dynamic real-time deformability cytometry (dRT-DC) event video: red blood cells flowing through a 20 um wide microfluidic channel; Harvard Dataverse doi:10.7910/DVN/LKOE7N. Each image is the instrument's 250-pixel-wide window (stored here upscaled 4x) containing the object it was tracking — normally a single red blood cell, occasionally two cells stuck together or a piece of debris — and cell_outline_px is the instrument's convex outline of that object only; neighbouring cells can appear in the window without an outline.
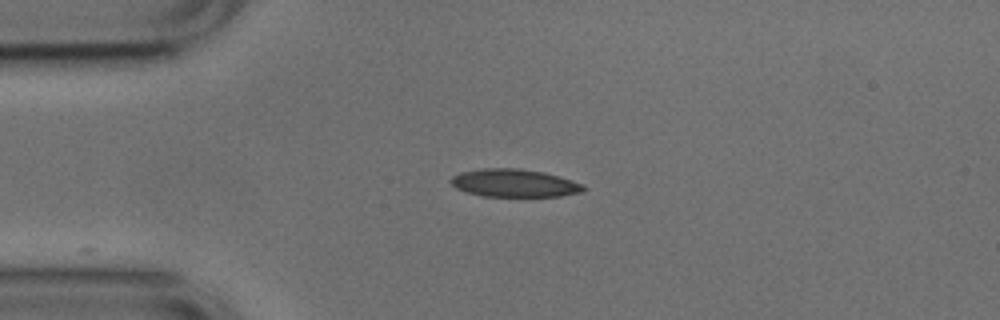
{"species": "common noctule bat (a hibernating species)", "species_latin": "Nyctalus noctula", "temperature_condition": "cold", "stored_images_in_passage": 18, "camera_frame_rate_fps": 3000, "um_per_image_px": 0.085, "animal": {"sex": "male", "body_mass_g": 17.9, "forearm_length_mm": 54.2}, "frame": {"image": 1, "passage_image": 1, "time_ms": 0.0, "image_size_px": [1000, 320], "cell_outline_px": [[588, 188], [584, 192], [560, 196], [484, 196], [464, 192], [456, 188], [448, 180], [452, 176], [460, 172], [484, 168], [520, 168], [544, 172], [584, 184]], "centroid_in_image_um": [43.72, 15.56], "position_along_channel_um": 41.3, "area_um2": 21.73}}
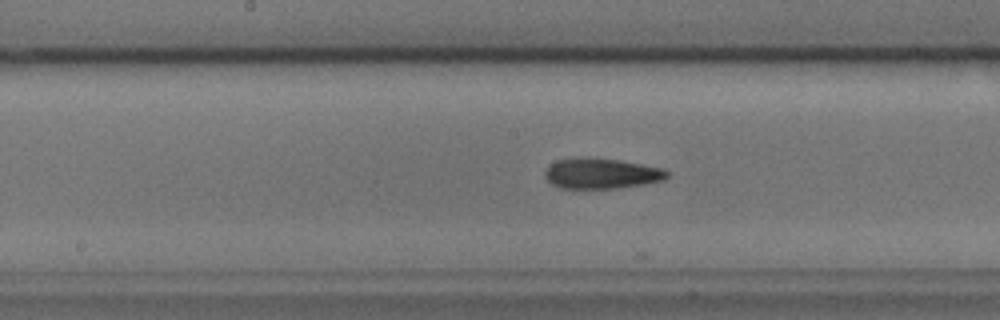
{"frame": {"image": 2, "passage_image": 15, "time_ms": 4.667, "image_size_px": [1000, 320], "cell_outline_px": [[668, 176], [664, 180], [644, 184], [616, 188], [560, 188], [552, 184], [544, 176], [544, 172], [548, 164], [556, 160], [572, 156], [588, 156], [620, 160], [664, 168], [668, 172]], "centroid_in_image_um": [51.07, 14.71], "position_along_channel_um": 197.1, "area_um2": 22.2}}